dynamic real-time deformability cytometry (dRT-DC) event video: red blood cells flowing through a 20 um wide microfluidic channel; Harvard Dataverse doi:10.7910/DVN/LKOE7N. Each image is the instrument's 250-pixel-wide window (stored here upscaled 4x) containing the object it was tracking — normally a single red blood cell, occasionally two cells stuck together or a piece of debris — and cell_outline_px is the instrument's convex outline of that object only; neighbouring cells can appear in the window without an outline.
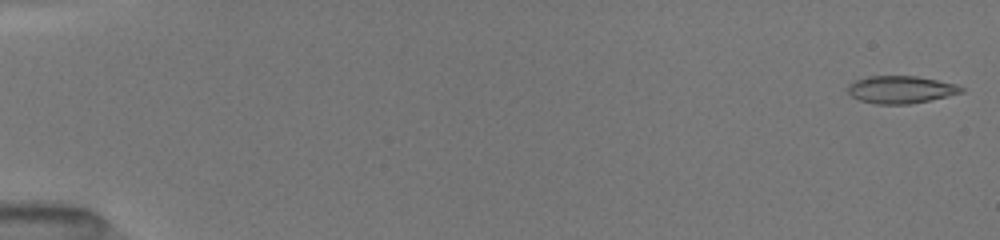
{"species": "common noctule bat (a hibernating species)", "species_latin": "Nyctalus noctula", "temperature_condition": "room temperature", "stored_images_in_passage": 12, "camera_frame_rate_fps": 3000, "um_per_image_px": 0.085, "animal": {"sex": "female", "body_mass_g": 19.5, "forearm_length_mm": 54.1}, "frame": {"image": 1, "passage_image": 1, "time_ms": 0.0, "image_size_px": [1000, 240], "cell_outline_px": [[964, 92], [948, 96], [912, 104], [876, 104], [860, 100], [852, 96], [848, 92], [848, 84], [856, 80], [868, 76], [916, 76], [956, 84], [964, 88]], "centroid_in_image_um": [76.57, 7.62], "position_along_channel_um": 8.4, "area_um2": 18.15}}
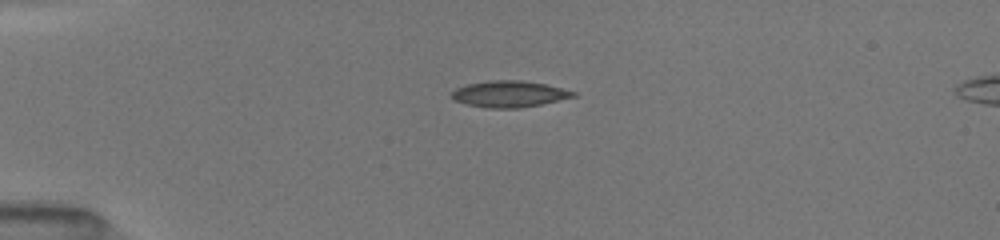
{"frame": {"image": 2, "passage_image": 7, "time_ms": 4.0, "image_size_px": [1000, 240], "cell_outline_px": [[576, 96], [540, 104], [520, 108], [488, 108], [468, 104], [452, 100], [448, 96], [456, 88], [468, 84], [488, 80], [520, 80], [544, 84], [576, 92]], "centroid_in_image_um": [43.22, 7.99], "position_along_channel_um": 41.8, "area_um2": 18.55}}
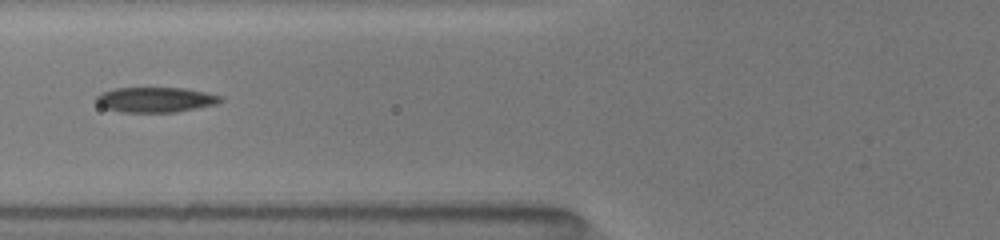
{"frame": {"image": 3, "passage_image": 11, "time_ms": 6.667, "image_size_px": [1000, 240], "cell_outline_px": [[224, 100], [216, 104], [176, 112], [124, 112], [104, 108], [96, 100], [96, 96], [100, 92], [116, 88], [184, 88], [204, 92], [220, 96]], "centroid_in_image_um": [13.2, 8.47], "position_along_channel_um": 112.6, "area_um2": 18.03}}